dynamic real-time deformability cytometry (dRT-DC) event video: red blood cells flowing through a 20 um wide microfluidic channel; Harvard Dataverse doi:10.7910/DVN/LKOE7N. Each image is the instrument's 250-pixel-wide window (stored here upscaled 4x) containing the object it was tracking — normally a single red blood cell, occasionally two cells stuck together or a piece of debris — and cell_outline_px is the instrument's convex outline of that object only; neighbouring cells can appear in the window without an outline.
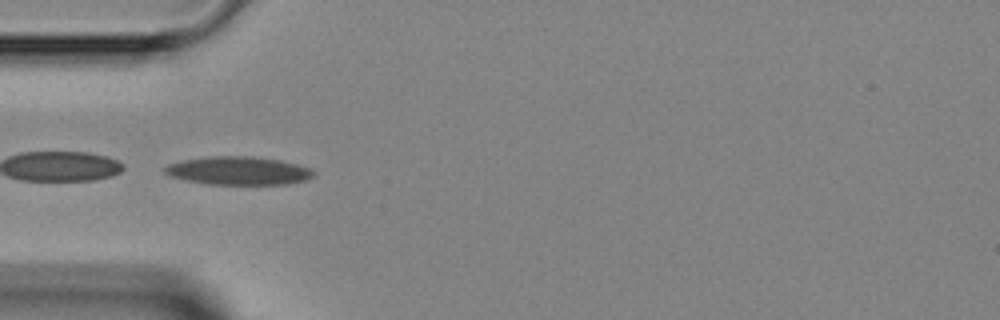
{"species": "Egyptian fruit bat (a non-hibernating species)", "species_latin": "Rousettus aegyptiacus", "temperature_condition": "room temperature", "stored_images_in_passage": 2, "camera_frame_rate_fps": 3000, "um_per_image_px": 0.085, "animal": {"sex": "female"}, "frame": {"image": 1, "passage_image": 2, "time_ms": 1.667, "image_size_px": [1000, 320], "cell_outline_px": [[316, 172], [312, 176], [304, 180], [288, 184], [208, 184], [168, 176], [160, 168], [168, 164], [184, 160], [208, 156], [252, 156], [280, 160], [296, 164], [308, 168]], "centroid_in_image_um": [20.21, 14.5], "position_along_channel_um": 64.8, "area_um2": 24.45}}